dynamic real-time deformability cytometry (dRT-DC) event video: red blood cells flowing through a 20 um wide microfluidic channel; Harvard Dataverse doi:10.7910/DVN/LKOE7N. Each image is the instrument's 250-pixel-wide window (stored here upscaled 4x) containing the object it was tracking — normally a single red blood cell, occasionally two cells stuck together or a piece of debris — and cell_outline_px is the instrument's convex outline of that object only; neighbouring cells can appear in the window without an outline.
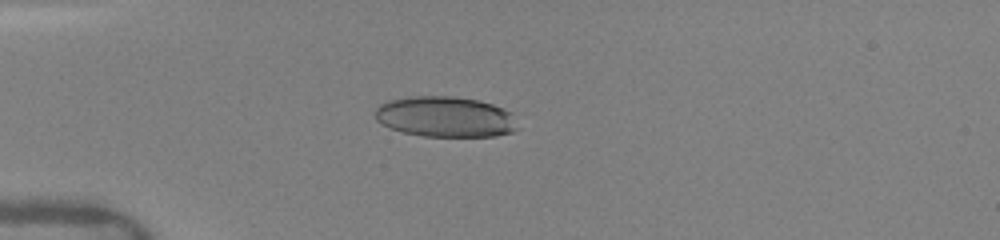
{"species": "human", "species_latin": "Homo sapiens", "temperature_condition": "warm", "stored_images_in_passage": 48, "camera_frame_rate_fps": 3000, "um_per_image_px": 0.085, "donor": {"sex": "female"}, "frame": {"image": 1, "passage_image": 2, "time_ms": 0.333, "image_size_px": [1000, 240], "cell_outline_px": [[516, 128], [512, 132], [496, 136], [424, 136], [404, 132], [392, 128], [376, 120], [376, 108], [380, 104], [388, 100], [412, 96], [452, 96], [476, 100], [492, 104], [512, 112]], "centroid_in_image_um": [37.85, 9.92], "position_along_channel_um": 47.2, "area_um2": 33.41}}
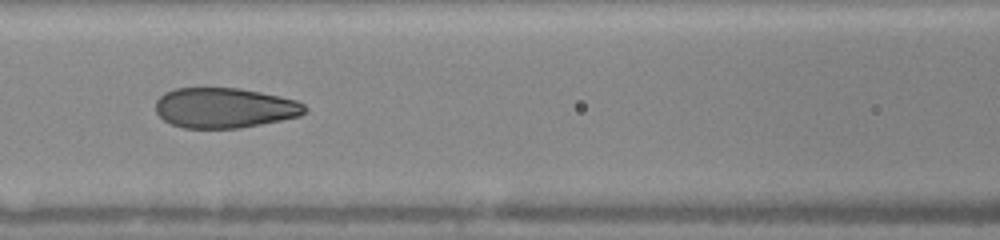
{"frame": {"image": 2, "passage_image": 14, "time_ms": 3.333, "image_size_px": [1000, 240], "cell_outline_px": [[308, 108], [300, 116], [240, 128], [184, 128], [172, 124], [164, 120], [156, 112], [156, 100], [164, 92], [176, 88], [240, 88], [280, 96], [296, 100], [304, 104]], "centroid_in_image_um": [19.08, 9.16], "position_along_channel_um": 147.5, "area_um2": 34.91}}
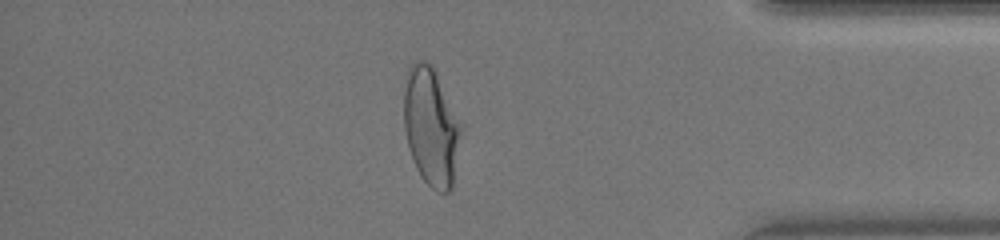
{"frame": {"image": 3, "passage_image": 40, "time_ms": 10.0, "image_size_px": [1000, 240], "cell_outline_px": [[460, 132], [452, 188], [448, 192], [436, 192], [420, 176], [416, 168], [408, 148], [404, 128], [404, 92], [408, 68], [416, 60], [424, 60], [432, 64], [460, 124]], "centroid_in_image_um": [36.6, 10.77], "position_along_channel_um": 398.6, "area_um2": 38.67}}